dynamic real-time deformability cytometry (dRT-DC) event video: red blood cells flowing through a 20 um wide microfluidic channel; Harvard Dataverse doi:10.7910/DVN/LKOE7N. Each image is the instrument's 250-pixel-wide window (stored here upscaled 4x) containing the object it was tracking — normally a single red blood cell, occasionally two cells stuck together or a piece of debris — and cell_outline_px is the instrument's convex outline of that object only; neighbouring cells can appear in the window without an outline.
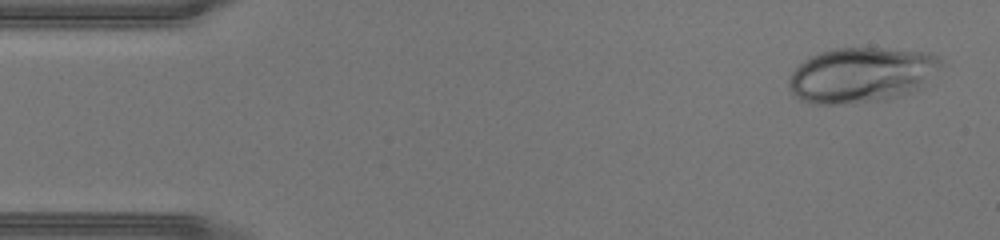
{"species": "human", "species_latin": "Homo sapiens", "temperature_condition": "warm", "stored_images_in_passage": 43, "camera_frame_rate_fps": 3000, "um_per_image_px": 0.085, "donor": {"sex": "male"}, "frame": {"image": 1, "passage_image": 2, "time_ms": 0.333, "image_size_px": [1000, 240], "cell_outline_px": [[944, 64], [920, 88], [900, 96], [884, 100], [844, 104], [812, 104], [800, 100], [792, 92], [788, 84], [788, 80], [792, 72], [804, 60], [820, 52], [832, 48], [884, 48], [928, 52], [940, 56]], "centroid_in_image_um": [73.24, 6.37], "position_along_channel_um": 11.8, "area_um2": 49.19}}
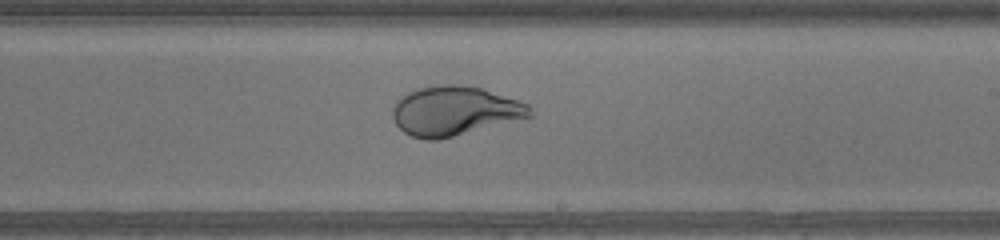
{"frame": {"image": 2, "passage_image": 25, "time_ms": 8.0, "image_size_px": [1000, 240], "cell_outline_px": [[532, 116], [440, 140], [424, 140], [412, 136], [404, 132], [396, 124], [392, 116], [392, 108], [396, 100], [400, 96], [416, 88], [440, 84], [460, 84], [480, 88], [528, 104], [532, 112]], "centroid_in_image_um": [38.58, 9.43], "position_along_channel_um": 250.4, "area_um2": 39.48}}
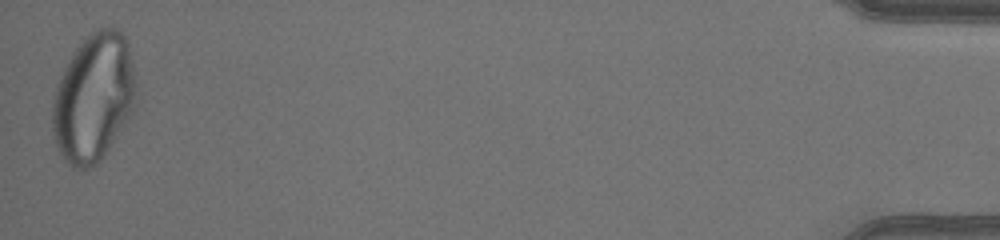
{"frame": {"image": 3, "passage_image": 43, "time_ms": 14.0, "image_size_px": [1000, 240], "cell_outline_px": [[136, 108], [104, 156], [96, 164], [80, 172], [72, 168], [60, 156], [52, 132], [52, 96], [56, 84], [68, 60], [84, 36], [100, 28], [116, 28], [128, 40], [132, 60], [136, 88]], "centroid_in_image_um": [7.95, 8.34], "position_along_channel_um": 427.3, "area_um2": 63.52}}